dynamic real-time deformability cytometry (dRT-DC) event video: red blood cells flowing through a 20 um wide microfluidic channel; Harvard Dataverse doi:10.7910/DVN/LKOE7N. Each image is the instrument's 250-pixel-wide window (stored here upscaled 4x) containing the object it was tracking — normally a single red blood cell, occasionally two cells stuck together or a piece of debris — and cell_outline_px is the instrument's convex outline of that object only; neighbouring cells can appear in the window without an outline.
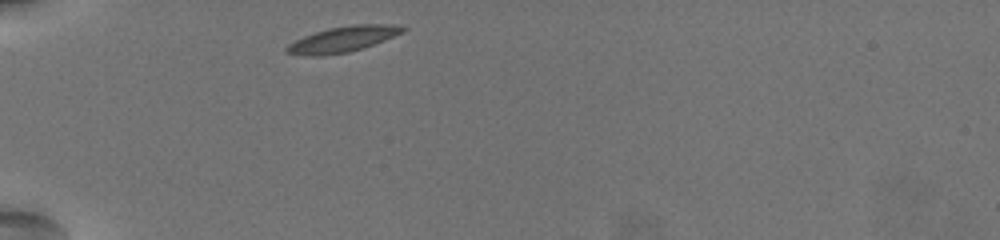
{"species": "common noctule bat (a hibernating species)", "species_latin": "Nyctalus noctula", "temperature_condition": "warm", "stored_images_in_passage": 34, "camera_frame_rate_fps": 3000, "um_per_image_px": 0.085, "animal": {"sex": "female", "body_mass_g": 19.5, "forearm_length_mm": 54.1}, "frame": {"image": 1, "passage_image": 1, "time_ms": 0.0, "image_size_px": [1000, 240], "cell_outline_px": [[408, 28], [404, 32], [384, 40], [348, 52], [320, 56], [304, 56], [284, 52], [284, 48], [288, 44], [304, 36], [328, 28], [352, 24], [392, 24]], "centroid_in_image_um": [29.11, 3.33], "position_along_channel_um": 55.9, "area_um2": 17.28}}
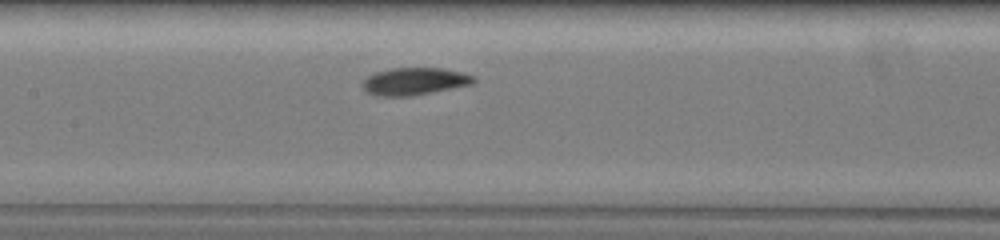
{"frame": {"image": 2, "passage_image": 13, "time_ms": 4.0, "image_size_px": [1000, 240], "cell_outline_px": [[476, 80], [472, 84], [412, 96], [376, 96], [368, 92], [360, 84], [368, 76], [376, 72], [388, 68], [444, 68], [476, 76]], "centroid_in_image_um": [35.22, 6.91], "position_along_channel_um": 172.2, "area_um2": 17.74}}
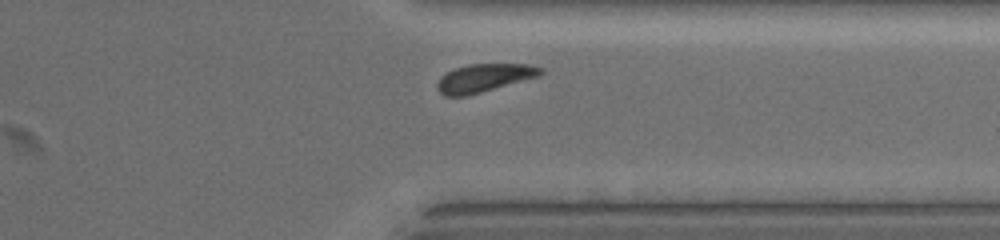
{"frame": {"image": 3, "passage_image": 30, "time_ms": 9.667, "image_size_px": [1000, 240], "cell_outline_px": [[544, 72], [536, 76], [480, 92], [464, 96], [444, 96], [436, 88], [436, 84], [440, 76], [456, 68], [468, 64], [528, 64], [544, 68]], "centroid_in_image_um": [41.1, 6.61], "position_along_channel_um": 370.3, "area_um2": 16.59}, "authors_computed_cell_mechanics": {"area_um2": 17.3689, "velocity_mm_per_s": 3.49, "shape_relaxation_time_tau1_ms": 2.0368, "shape_relaxation_time_tau2_ms": null, "deformation_change_tau1": 0.1228, "deformation_change_tau2": null}}